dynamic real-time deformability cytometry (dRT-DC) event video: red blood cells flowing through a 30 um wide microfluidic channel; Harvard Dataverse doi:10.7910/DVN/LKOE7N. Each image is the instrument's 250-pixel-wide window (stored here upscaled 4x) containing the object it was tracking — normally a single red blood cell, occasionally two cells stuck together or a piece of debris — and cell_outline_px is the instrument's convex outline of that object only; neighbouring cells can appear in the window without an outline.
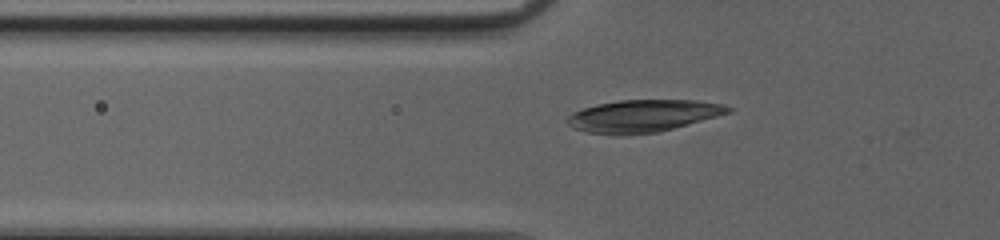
{"species": "common noctule bat (a hibernating species)", "species_latin": "Nyctalus noctula", "temperature_condition": "cold", "stored_images_in_passage": 35, "camera_frame_rate_fps": 3000, "um_per_image_px": 0.085, "animal": {"sex": "female", "body_mass_g": 20.0, "forearm_length_mm": 54.0}, "frame": {"image": 1, "passage_image": 3, "time_ms": 0.667, "image_size_px": [1000, 240], "cell_outline_px": [[732, 112], [672, 128], [656, 132], [624, 136], [616, 136], [588, 132], [572, 128], [564, 120], [572, 112], [584, 108], [600, 104], [620, 100], [696, 100], [720, 104], [732, 108]], "centroid_in_image_um": [54.6, 9.86], "position_along_channel_um": 71.2, "area_um2": 30.17}}
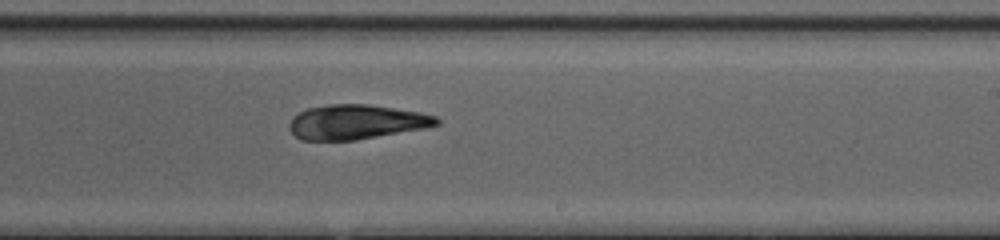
{"frame": {"image": 2, "passage_image": 17, "time_ms": 5.333, "image_size_px": [1000, 240], "cell_outline_px": [[440, 124], [424, 128], [356, 140], [300, 140], [292, 132], [288, 124], [292, 116], [308, 108], [328, 104], [368, 104], [420, 112], [436, 116], [440, 120]], "centroid_in_image_um": [30.27, 10.36], "position_along_channel_um": 258.7, "area_um2": 29.65}}
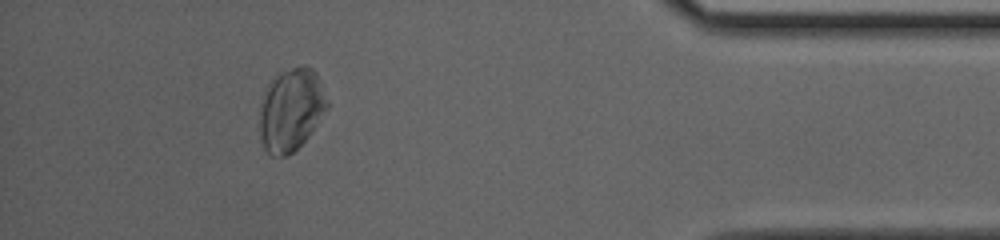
{"frame": {"image": 3, "passage_image": 31, "time_ms": 10.0, "image_size_px": [1000, 240], "cell_outline_px": [[328, 108], [308, 136], [288, 156], [272, 156], [264, 148], [260, 140], [260, 108], [264, 96], [272, 80], [276, 76], [292, 68], [304, 64], [312, 68], [316, 72], [328, 104]], "centroid_in_image_um": [24.74, 9.35], "position_along_channel_um": 410.5, "area_um2": 31.91}}